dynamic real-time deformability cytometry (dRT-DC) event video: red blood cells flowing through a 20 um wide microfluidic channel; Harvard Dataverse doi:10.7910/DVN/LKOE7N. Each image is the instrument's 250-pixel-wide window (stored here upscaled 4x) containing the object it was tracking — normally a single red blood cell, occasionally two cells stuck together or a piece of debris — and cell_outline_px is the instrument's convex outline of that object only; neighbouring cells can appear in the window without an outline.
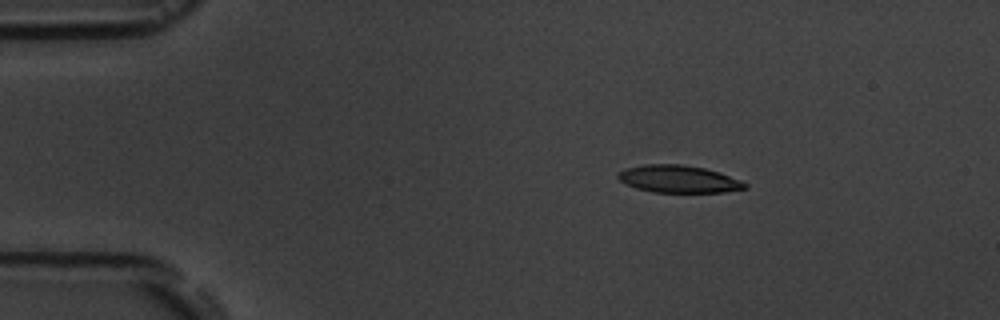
{"species": "common noctule bat (a hibernating species)", "species_latin": "Nyctalus noctula", "temperature_condition": "room temperature", "stored_images_in_passage": 5, "camera_frame_rate_fps": 3000, "um_per_image_px": 0.085, "animal": {"sex": "male", "body_mass_g": 19.5, "forearm_length_mm": 54.6}, "frame": {"image": 1, "passage_image": 3, "time_ms": 2.333, "image_size_px": [1000, 320], "cell_outline_px": [[748, 188], [724, 192], [652, 192], [636, 188], [620, 180], [616, 176], [620, 172], [628, 168], [644, 164], [680, 164], [704, 168], [720, 172], [740, 180], [748, 184]], "centroid_in_image_um": [57.72, 15.22], "position_along_channel_um": 27.3, "area_um2": 20.11}}